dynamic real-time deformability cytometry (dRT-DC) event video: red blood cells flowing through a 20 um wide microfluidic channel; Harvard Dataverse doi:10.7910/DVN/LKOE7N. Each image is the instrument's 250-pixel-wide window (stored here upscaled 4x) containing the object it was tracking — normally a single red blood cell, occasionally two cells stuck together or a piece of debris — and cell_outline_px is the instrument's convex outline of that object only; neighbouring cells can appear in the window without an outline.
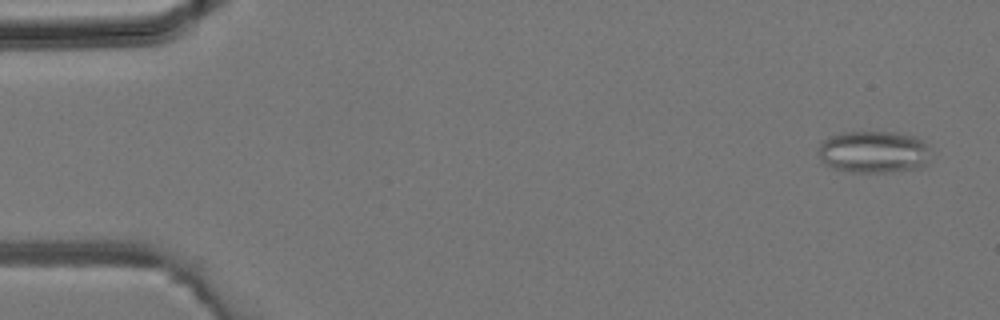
{"species": "common noctule bat (a hibernating species)", "species_latin": "Nyctalus noctula", "temperature_condition": "room temperature", "stored_images_in_passage": 2, "camera_frame_rate_fps": 3000, "um_per_image_px": 0.085, "animal": {"sex": "male", "body_mass_g": 19.2, "forearm_length_mm": 51.8}, "frame": {"image": 1, "passage_image": 2, "time_ms": 0.333, "image_size_px": [1000, 320], "cell_outline_px": [[928, 164], [920, 168], [892, 172], [852, 172], [832, 168], [820, 164], [820, 140], [844, 132], [896, 132], [916, 136], [924, 144], [928, 160]], "centroid_in_image_um": [74.21, 12.93], "position_along_channel_um": 10.8, "area_um2": 27.63}}